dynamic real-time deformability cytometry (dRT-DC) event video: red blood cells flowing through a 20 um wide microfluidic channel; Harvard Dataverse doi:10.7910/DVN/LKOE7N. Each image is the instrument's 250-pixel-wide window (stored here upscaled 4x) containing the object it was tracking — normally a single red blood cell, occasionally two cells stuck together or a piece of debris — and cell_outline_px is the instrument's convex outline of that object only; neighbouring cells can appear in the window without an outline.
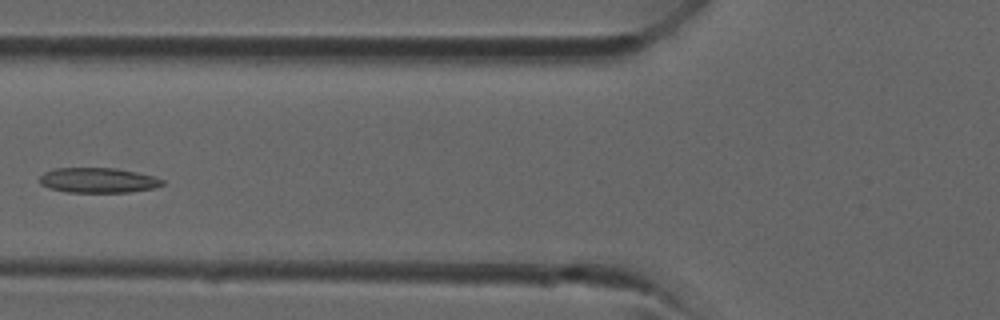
{"species": "common noctule bat (a hibernating species)", "species_latin": "Nyctalus noctula", "temperature_condition": "room temperature", "stored_images_in_passage": 38, "camera_frame_rate_fps": 3000, "um_per_image_px": 0.085, "animal": {"sex": "male", "forearm_length_mm": 52.5}, "frame": {"image": 1, "passage_image": 14, "time_ms": 4.333, "image_size_px": [1000, 320], "cell_outline_px": [[164, 184], [156, 188], [128, 192], [68, 192], [48, 188], [40, 184], [40, 176], [44, 172], [52, 168], [116, 168], [136, 172], [152, 176], [164, 180]], "centroid_in_image_um": [8.32, 15.32], "position_along_channel_um": 117.5, "area_um2": 17.98}}
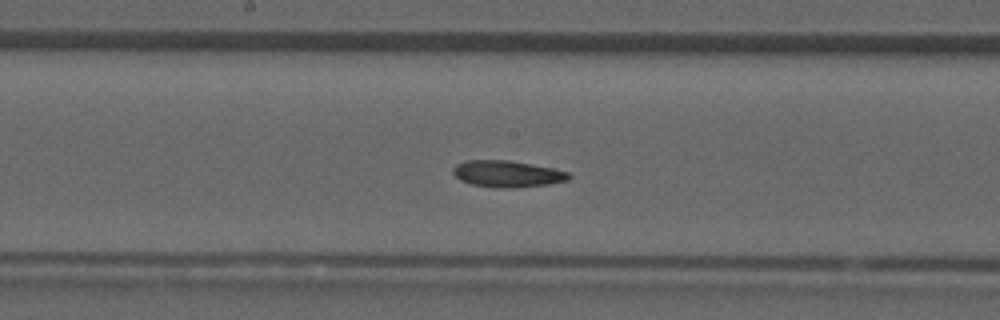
{"frame": {"image": 2, "passage_image": 19, "time_ms": 6.0, "image_size_px": [1000, 320], "cell_outline_px": [[572, 176], [568, 180], [548, 184], [512, 188], [496, 188], [472, 184], [460, 180], [452, 172], [452, 168], [456, 164], [464, 160], [508, 160], [532, 164], [552, 168], [568, 172]], "centroid_in_image_um": [43.09, 14.77], "position_along_channel_um": 205.1, "area_um2": 17.98}}
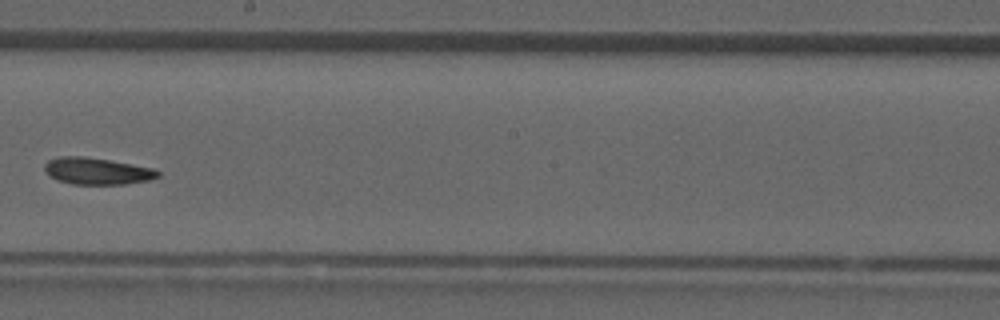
{"frame": {"image": 3, "passage_image": 21, "time_ms": 6.667, "image_size_px": [1000, 320], "cell_outline_px": [[160, 176], [152, 180], [124, 184], [72, 184], [60, 180], [44, 172], [44, 164], [48, 160], [60, 156], [84, 156], [132, 164], [152, 168], [160, 172]], "centroid_in_image_um": [8.26, 14.54], "position_along_channel_um": 239.9, "area_um2": 17.63}}